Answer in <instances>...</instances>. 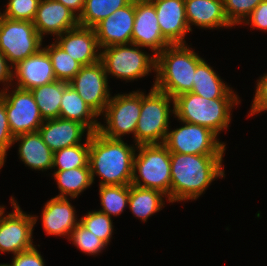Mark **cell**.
Returning <instances> with one entry per match:
<instances>
[{"mask_svg": "<svg viewBox=\"0 0 267 266\" xmlns=\"http://www.w3.org/2000/svg\"><path fill=\"white\" fill-rule=\"evenodd\" d=\"M5 213V207L4 206H0V216Z\"/></svg>", "mask_w": 267, "mask_h": 266, "instance_id": "43", "label": "cell"}, {"mask_svg": "<svg viewBox=\"0 0 267 266\" xmlns=\"http://www.w3.org/2000/svg\"><path fill=\"white\" fill-rule=\"evenodd\" d=\"M3 18H4V13L0 12V25H1V22H2Z\"/></svg>", "mask_w": 267, "mask_h": 266, "instance_id": "44", "label": "cell"}, {"mask_svg": "<svg viewBox=\"0 0 267 266\" xmlns=\"http://www.w3.org/2000/svg\"><path fill=\"white\" fill-rule=\"evenodd\" d=\"M139 48L143 47L129 43L101 49L100 61L107 76L111 74L121 80L134 81L156 71V55L144 53Z\"/></svg>", "mask_w": 267, "mask_h": 266, "instance_id": "7", "label": "cell"}, {"mask_svg": "<svg viewBox=\"0 0 267 266\" xmlns=\"http://www.w3.org/2000/svg\"><path fill=\"white\" fill-rule=\"evenodd\" d=\"M184 126L167 132L164 145L170 152L197 155H223L226 144L209 128L180 121Z\"/></svg>", "mask_w": 267, "mask_h": 266, "instance_id": "10", "label": "cell"}, {"mask_svg": "<svg viewBox=\"0 0 267 266\" xmlns=\"http://www.w3.org/2000/svg\"><path fill=\"white\" fill-rule=\"evenodd\" d=\"M71 10L77 17L80 16L85 0H56ZM77 13V14H76Z\"/></svg>", "mask_w": 267, "mask_h": 266, "instance_id": "42", "label": "cell"}, {"mask_svg": "<svg viewBox=\"0 0 267 266\" xmlns=\"http://www.w3.org/2000/svg\"><path fill=\"white\" fill-rule=\"evenodd\" d=\"M8 90H1L0 94L5 101V110L13 137L38 131L44 119L32 92L17 87L10 91L12 93Z\"/></svg>", "mask_w": 267, "mask_h": 266, "instance_id": "11", "label": "cell"}, {"mask_svg": "<svg viewBox=\"0 0 267 266\" xmlns=\"http://www.w3.org/2000/svg\"><path fill=\"white\" fill-rule=\"evenodd\" d=\"M239 98L208 99L192 92L174 98V117L209 128L217 136L227 130L231 122V109L238 105Z\"/></svg>", "mask_w": 267, "mask_h": 266, "instance_id": "4", "label": "cell"}, {"mask_svg": "<svg viewBox=\"0 0 267 266\" xmlns=\"http://www.w3.org/2000/svg\"><path fill=\"white\" fill-rule=\"evenodd\" d=\"M55 178L60 194L56 197L76 198L93 184L89 163L85 167L69 170H55Z\"/></svg>", "mask_w": 267, "mask_h": 266, "instance_id": "27", "label": "cell"}, {"mask_svg": "<svg viewBox=\"0 0 267 266\" xmlns=\"http://www.w3.org/2000/svg\"><path fill=\"white\" fill-rule=\"evenodd\" d=\"M33 25L43 38L47 34L59 36L77 27L79 23L78 17L62 3L56 0H40Z\"/></svg>", "mask_w": 267, "mask_h": 266, "instance_id": "19", "label": "cell"}, {"mask_svg": "<svg viewBox=\"0 0 267 266\" xmlns=\"http://www.w3.org/2000/svg\"><path fill=\"white\" fill-rule=\"evenodd\" d=\"M157 13L163 38L170 44H185L190 32L186 18L184 0H150Z\"/></svg>", "mask_w": 267, "mask_h": 266, "instance_id": "17", "label": "cell"}, {"mask_svg": "<svg viewBox=\"0 0 267 266\" xmlns=\"http://www.w3.org/2000/svg\"><path fill=\"white\" fill-rule=\"evenodd\" d=\"M223 156L170 152V202L197 199L212 181L223 178Z\"/></svg>", "mask_w": 267, "mask_h": 266, "instance_id": "1", "label": "cell"}, {"mask_svg": "<svg viewBox=\"0 0 267 266\" xmlns=\"http://www.w3.org/2000/svg\"><path fill=\"white\" fill-rule=\"evenodd\" d=\"M108 76L101 61L82 66L69 82L83 100L99 115L111 99Z\"/></svg>", "mask_w": 267, "mask_h": 266, "instance_id": "13", "label": "cell"}, {"mask_svg": "<svg viewBox=\"0 0 267 266\" xmlns=\"http://www.w3.org/2000/svg\"><path fill=\"white\" fill-rule=\"evenodd\" d=\"M19 143L20 160L34 170L47 171L53 167L54 152L46 145L38 131L14 137Z\"/></svg>", "mask_w": 267, "mask_h": 266, "instance_id": "23", "label": "cell"}, {"mask_svg": "<svg viewBox=\"0 0 267 266\" xmlns=\"http://www.w3.org/2000/svg\"><path fill=\"white\" fill-rule=\"evenodd\" d=\"M42 42L43 38L33 22L3 18L0 25V51L13 67L43 48Z\"/></svg>", "mask_w": 267, "mask_h": 266, "instance_id": "9", "label": "cell"}, {"mask_svg": "<svg viewBox=\"0 0 267 266\" xmlns=\"http://www.w3.org/2000/svg\"><path fill=\"white\" fill-rule=\"evenodd\" d=\"M185 44L167 46L156 56V78L153 87L173 99L191 92L197 65L203 60Z\"/></svg>", "mask_w": 267, "mask_h": 266, "instance_id": "3", "label": "cell"}, {"mask_svg": "<svg viewBox=\"0 0 267 266\" xmlns=\"http://www.w3.org/2000/svg\"><path fill=\"white\" fill-rule=\"evenodd\" d=\"M0 266H9L8 263L7 264H0Z\"/></svg>", "mask_w": 267, "mask_h": 266, "instance_id": "45", "label": "cell"}, {"mask_svg": "<svg viewBox=\"0 0 267 266\" xmlns=\"http://www.w3.org/2000/svg\"><path fill=\"white\" fill-rule=\"evenodd\" d=\"M86 131L90 132L82 123L62 118L44 120L38 129L43 141L53 152L82 144V136Z\"/></svg>", "mask_w": 267, "mask_h": 266, "instance_id": "20", "label": "cell"}, {"mask_svg": "<svg viewBox=\"0 0 267 266\" xmlns=\"http://www.w3.org/2000/svg\"><path fill=\"white\" fill-rule=\"evenodd\" d=\"M79 221L86 229L91 231L108 246L113 233L111 217L101 211H89Z\"/></svg>", "mask_w": 267, "mask_h": 266, "instance_id": "33", "label": "cell"}, {"mask_svg": "<svg viewBox=\"0 0 267 266\" xmlns=\"http://www.w3.org/2000/svg\"><path fill=\"white\" fill-rule=\"evenodd\" d=\"M166 197L162 192L155 189H147L129 184V201L128 206L135 217L146 222L148 218L162 210L164 199ZM163 198V199H162Z\"/></svg>", "mask_w": 267, "mask_h": 266, "instance_id": "26", "label": "cell"}, {"mask_svg": "<svg viewBox=\"0 0 267 266\" xmlns=\"http://www.w3.org/2000/svg\"><path fill=\"white\" fill-rule=\"evenodd\" d=\"M68 239L69 241L71 240L79 250L89 255L99 254L107 246L100 238L86 229L80 222L71 231Z\"/></svg>", "mask_w": 267, "mask_h": 266, "instance_id": "34", "label": "cell"}, {"mask_svg": "<svg viewBox=\"0 0 267 266\" xmlns=\"http://www.w3.org/2000/svg\"><path fill=\"white\" fill-rule=\"evenodd\" d=\"M204 59L197 65L192 93L204 98H239Z\"/></svg>", "mask_w": 267, "mask_h": 266, "instance_id": "25", "label": "cell"}, {"mask_svg": "<svg viewBox=\"0 0 267 266\" xmlns=\"http://www.w3.org/2000/svg\"><path fill=\"white\" fill-rule=\"evenodd\" d=\"M135 19V0L96 24L93 29L100 49L114 45L129 44Z\"/></svg>", "mask_w": 267, "mask_h": 266, "instance_id": "15", "label": "cell"}, {"mask_svg": "<svg viewBox=\"0 0 267 266\" xmlns=\"http://www.w3.org/2000/svg\"><path fill=\"white\" fill-rule=\"evenodd\" d=\"M75 213L68 198H51L42 211L41 220L45 232L48 235H67L69 238L71 231L80 222Z\"/></svg>", "mask_w": 267, "mask_h": 266, "instance_id": "21", "label": "cell"}, {"mask_svg": "<svg viewBox=\"0 0 267 266\" xmlns=\"http://www.w3.org/2000/svg\"><path fill=\"white\" fill-rule=\"evenodd\" d=\"M256 92L252 101L249 116L267 111V73L257 80Z\"/></svg>", "mask_w": 267, "mask_h": 266, "instance_id": "38", "label": "cell"}, {"mask_svg": "<svg viewBox=\"0 0 267 266\" xmlns=\"http://www.w3.org/2000/svg\"><path fill=\"white\" fill-rule=\"evenodd\" d=\"M263 0H223L224 12L232 26L243 23Z\"/></svg>", "mask_w": 267, "mask_h": 266, "instance_id": "35", "label": "cell"}, {"mask_svg": "<svg viewBox=\"0 0 267 266\" xmlns=\"http://www.w3.org/2000/svg\"><path fill=\"white\" fill-rule=\"evenodd\" d=\"M8 63L6 56L0 51V82L4 83V86L7 84L4 90L8 89V83L11 85L13 81V66Z\"/></svg>", "mask_w": 267, "mask_h": 266, "instance_id": "41", "label": "cell"}, {"mask_svg": "<svg viewBox=\"0 0 267 266\" xmlns=\"http://www.w3.org/2000/svg\"><path fill=\"white\" fill-rule=\"evenodd\" d=\"M131 43L147 47L158 55L170 44L163 38L154 4L150 0H135V19Z\"/></svg>", "mask_w": 267, "mask_h": 266, "instance_id": "14", "label": "cell"}, {"mask_svg": "<svg viewBox=\"0 0 267 266\" xmlns=\"http://www.w3.org/2000/svg\"><path fill=\"white\" fill-rule=\"evenodd\" d=\"M184 2L190 31L192 25L202 29L232 27L225 15L223 0H184Z\"/></svg>", "mask_w": 267, "mask_h": 266, "instance_id": "22", "label": "cell"}, {"mask_svg": "<svg viewBox=\"0 0 267 266\" xmlns=\"http://www.w3.org/2000/svg\"><path fill=\"white\" fill-rule=\"evenodd\" d=\"M136 150L122 139L93 132L89 137L88 161L93 183L96 174L101 178L99 186L131 184Z\"/></svg>", "mask_w": 267, "mask_h": 266, "instance_id": "2", "label": "cell"}, {"mask_svg": "<svg viewBox=\"0 0 267 266\" xmlns=\"http://www.w3.org/2000/svg\"><path fill=\"white\" fill-rule=\"evenodd\" d=\"M13 256L9 266H45V262L35 246Z\"/></svg>", "mask_w": 267, "mask_h": 266, "instance_id": "39", "label": "cell"}, {"mask_svg": "<svg viewBox=\"0 0 267 266\" xmlns=\"http://www.w3.org/2000/svg\"><path fill=\"white\" fill-rule=\"evenodd\" d=\"M13 70V80L17 81L16 87L20 89L31 90L57 80L51 59L44 47L20 61Z\"/></svg>", "mask_w": 267, "mask_h": 266, "instance_id": "18", "label": "cell"}, {"mask_svg": "<svg viewBox=\"0 0 267 266\" xmlns=\"http://www.w3.org/2000/svg\"><path fill=\"white\" fill-rule=\"evenodd\" d=\"M132 0H85L83 10L78 17L80 26L93 28L117 9L128 5Z\"/></svg>", "mask_w": 267, "mask_h": 266, "instance_id": "29", "label": "cell"}, {"mask_svg": "<svg viewBox=\"0 0 267 266\" xmlns=\"http://www.w3.org/2000/svg\"><path fill=\"white\" fill-rule=\"evenodd\" d=\"M40 0H9L4 17L11 20L33 22Z\"/></svg>", "mask_w": 267, "mask_h": 266, "instance_id": "36", "label": "cell"}, {"mask_svg": "<svg viewBox=\"0 0 267 266\" xmlns=\"http://www.w3.org/2000/svg\"><path fill=\"white\" fill-rule=\"evenodd\" d=\"M10 203L13 212L0 216V252L16 255L35 246L32 233L38 216L23 212L13 197L10 198Z\"/></svg>", "mask_w": 267, "mask_h": 266, "instance_id": "12", "label": "cell"}, {"mask_svg": "<svg viewBox=\"0 0 267 266\" xmlns=\"http://www.w3.org/2000/svg\"><path fill=\"white\" fill-rule=\"evenodd\" d=\"M136 148L138 153L134 156L131 184L158 190L165 194L170 202V151L164 144L139 145Z\"/></svg>", "mask_w": 267, "mask_h": 266, "instance_id": "5", "label": "cell"}, {"mask_svg": "<svg viewBox=\"0 0 267 266\" xmlns=\"http://www.w3.org/2000/svg\"><path fill=\"white\" fill-rule=\"evenodd\" d=\"M252 28L267 31V0H263L243 22Z\"/></svg>", "mask_w": 267, "mask_h": 266, "instance_id": "40", "label": "cell"}, {"mask_svg": "<svg viewBox=\"0 0 267 266\" xmlns=\"http://www.w3.org/2000/svg\"><path fill=\"white\" fill-rule=\"evenodd\" d=\"M68 85L67 82L56 80L30 90L44 120L59 118L63 91Z\"/></svg>", "mask_w": 267, "mask_h": 266, "instance_id": "28", "label": "cell"}, {"mask_svg": "<svg viewBox=\"0 0 267 266\" xmlns=\"http://www.w3.org/2000/svg\"><path fill=\"white\" fill-rule=\"evenodd\" d=\"M99 115L83 100L76 90L68 85L63 91L59 118L76 121L85 125L91 133L98 131Z\"/></svg>", "mask_w": 267, "mask_h": 266, "instance_id": "24", "label": "cell"}, {"mask_svg": "<svg viewBox=\"0 0 267 266\" xmlns=\"http://www.w3.org/2000/svg\"><path fill=\"white\" fill-rule=\"evenodd\" d=\"M44 49L51 59L56 79L69 83L82 65L66 53L56 42H53L50 46L47 45Z\"/></svg>", "mask_w": 267, "mask_h": 266, "instance_id": "32", "label": "cell"}, {"mask_svg": "<svg viewBox=\"0 0 267 266\" xmlns=\"http://www.w3.org/2000/svg\"><path fill=\"white\" fill-rule=\"evenodd\" d=\"M170 112L174 113V99L167 93L155 87H152L147 95L141 92V113L135 130V147L164 144L170 129Z\"/></svg>", "mask_w": 267, "mask_h": 266, "instance_id": "6", "label": "cell"}, {"mask_svg": "<svg viewBox=\"0 0 267 266\" xmlns=\"http://www.w3.org/2000/svg\"><path fill=\"white\" fill-rule=\"evenodd\" d=\"M55 42L82 66L100 61L101 49L93 28L78 25L57 36Z\"/></svg>", "mask_w": 267, "mask_h": 266, "instance_id": "16", "label": "cell"}, {"mask_svg": "<svg viewBox=\"0 0 267 266\" xmlns=\"http://www.w3.org/2000/svg\"><path fill=\"white\" fill-rule=\"evenodd\" d=\"M101 208L99 211L118 216L128 206L129 185H103L99 186Z\"/></svg>", "mask_w": 267, "mask_h": 266, "instance_id": "31", "label": "cell"}, {"mask_svg": "<svg viewBox=\"0 0 267 266\" xmlns=\"http://www.w3.org/2000/svg\"><path fill=\"white\" fill-rule=\"evenodd\" d=\"M141 113V92L117 94L111 97L104 112L106 126L99 124L98 132L111 139H122L126 134L133 133Z\"/></svg>", "mask_w": 267, "mask_h": 266, "instance_id": "8", "label": "cell"}, {"mask_svg": "<svg viewBox=\"0 0 267 266\" xmlns=\"http://www.w3.org/2000/svg\"><path fill=\"white\" fill-rule=\"evenodd\" d=\"M13 135L11 133L7 113L5 110V101L0 94V169L5 164L8 149L13 144Z\"/></svg>", "mask_w": 267, "mask_h": 266, "instance_id": "37", "label": "cell"}, {"mask_svg": "<svg viewBox=\"0 0 267 266\" xmlns=\"http://www.w3.org/2000/svg\"><path fill=\"white\" fill-rule=\"evenodd\" d=\"M92 133H86L85 143L69 146L54 152L53 169L69 170L85 167L89 161V137Z\"/></svg>", "mask_w": 267, "mask_h": 266, "instance_id": "30", "label": "cell"}]
</instances>
